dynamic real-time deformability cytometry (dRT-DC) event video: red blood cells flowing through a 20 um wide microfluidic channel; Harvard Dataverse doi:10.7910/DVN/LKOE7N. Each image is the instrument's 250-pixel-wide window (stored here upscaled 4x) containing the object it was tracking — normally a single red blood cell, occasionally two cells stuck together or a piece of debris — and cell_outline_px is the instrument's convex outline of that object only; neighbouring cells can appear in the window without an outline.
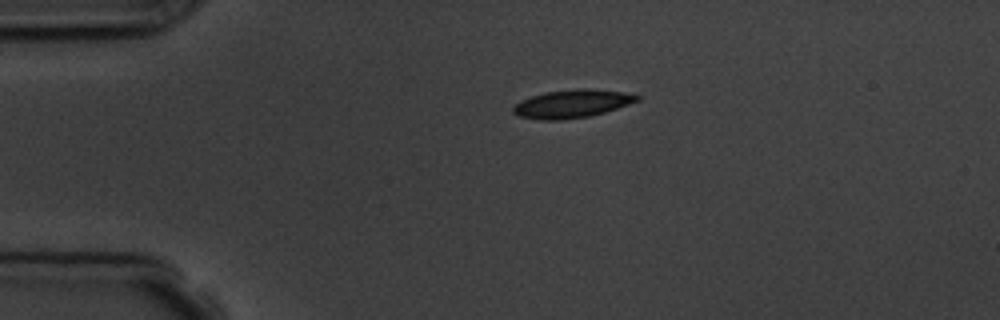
{"species": "common noctule bat (a hibernating species)", "species_latin": "Nyctalus noctula", "temperature_condition": "room temperature", "stored_images_in_passage": 2, "camera_frame_rate_fps": 3000, "um_per_image_px": 0.085, "animal": {"sex": "male", "body_mass_g": 19.5, "forearm_length_mm": 54.6}, "frame": {"image": 1, "passage_image": 1, "time_ms": 0.0, "image_size_px": [1000, 320], "cell_outline_px": [[640, 100], [604, 112], [588, 116], [564, 120], [540, 120], [520, 116], [512, 112], [512, 108], [520, 100], [544, 92], [576, 88], [588, 88], [624, 92], [640, 96]], "centroid_in_image_um": [48.6, 8.81], "position_along_channel_um": 36.4, "area_um2": 20.29}}